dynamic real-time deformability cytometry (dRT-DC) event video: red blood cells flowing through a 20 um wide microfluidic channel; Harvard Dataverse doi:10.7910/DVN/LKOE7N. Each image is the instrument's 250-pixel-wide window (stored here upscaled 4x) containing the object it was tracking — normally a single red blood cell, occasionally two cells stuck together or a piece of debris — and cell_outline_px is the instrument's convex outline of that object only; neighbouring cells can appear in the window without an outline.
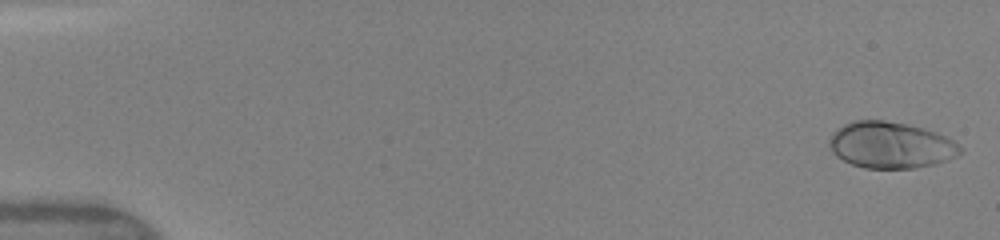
{"species": "human", "species_latin": "Homo sapiens", "temperature_condition": "warm", "stored_images_in_passage": 49, "camera_frame_rate_fps": 3000, "um_per_image_px": 0.085, "donor": {"sex": "female"}, "frame": {"image": 1, "passage_image": 1, "time_ms": 0.0, "image_size_px": [1000, 240], "cell_outline_px": [[964, 152], [956, 156], [936, 164], [916, 168], [864, 168], [852, 164], [836, 156], [832, 152], [828, 144], [832, 132], [836, 128], [852, 120], [884, 120], [924, 128], [936, 132], [952, 140], [964, 148]], "centroid_in_image_um": [75.71, 12.33], "position_along_channel_um": 9.3, "area_um2": 35.6}}
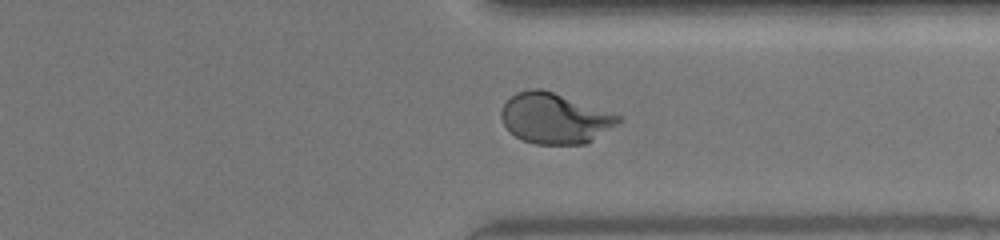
{"frame": {"image": 2, "passage_image": 38, "time_ms": 12.333, "image_size_px": [1000, 240], "cell_outline_px": [[624, 120], [620, 124], [592, 140], [584, 144], [536, 144], [524, 140], [516, 136], [504, 124], [500, 116], [500, 112], [504, 104], [516, 92], [532, 88], [540, 88], [552, 92], [620, 116]], "centroid_in_image_um": [47.16, 10.07], "position_along_channel_um": 364.2, "area_um2": 33.99}}
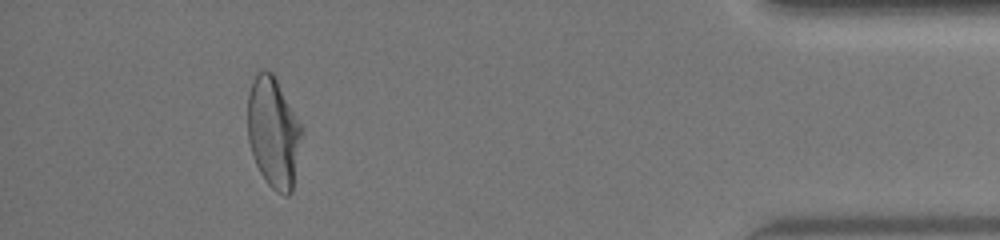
{"frame": {"image": 3, "passage_image": 45, "time_ms": 14.667, "image_size_px": [1000, 240], "cell_outline_px": [[304, 132], [292, 192], [288, 196], [284, 196], [276, 192], [264, 180], [256, 164], [248, 140], [248, 92], [252, 80], [256, 72], [260, 68], [264, 68], [272, 72], [304, 128]], "centroid_in_image_um": [23.26, 11.25], "position_along_channel_um": 411.9, "area_um2": 35.55}, "authors_computed_cell_mechanics": {"area_um2": 33.524, "velocity_mm_per_s": 4.1317, "shape_relaxation_time_tau1_ms": 3.9168, "shape_relaxation_time_tau2_ms": null, "deformation_change_tau1": 0.1949, "deformation_change_tau2": null}}